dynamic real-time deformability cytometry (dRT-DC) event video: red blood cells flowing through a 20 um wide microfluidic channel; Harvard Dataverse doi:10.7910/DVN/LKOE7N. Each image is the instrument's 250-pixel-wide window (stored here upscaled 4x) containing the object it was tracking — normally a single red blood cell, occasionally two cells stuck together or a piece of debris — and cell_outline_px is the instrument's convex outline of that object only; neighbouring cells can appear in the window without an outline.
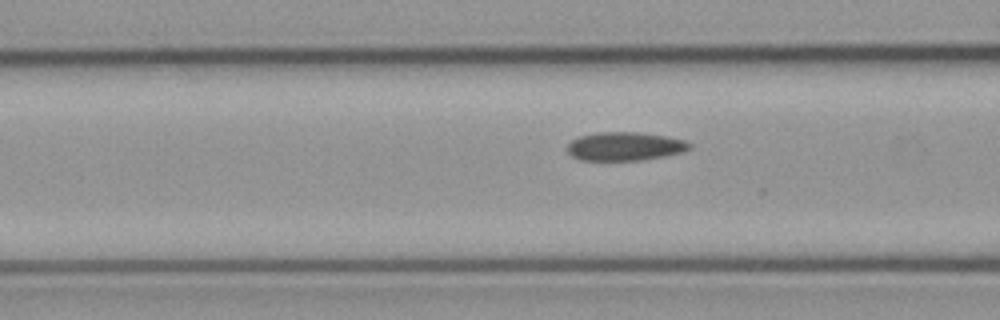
{"species": "common noctule bat (a hibernating species)", "species_latin": "Nyctalus noctula", "temperature_condition": "cold", "stored_images_in_passage": 6, "camera_frame_rate_fps": 3000, "um_per_image_px": 0.085, "animal": {"sex": "male", "body_mass_g": 23.1, "forearm_length_mm": 52.7}, "frame": {"image": 1, "passage_image": 4, "time_ms": 1.0, "image_size_px": [1000, 320], "cell_outline_px": [[692, 148], [684, 152], [664, 156], [640, 160], [580, 160], [572, 156], [568, 152], [568, 144], [572, 140], [580, 136], [596, 132], [640, 132], [664, 136], [684, 140], [692, 144]], "centroid_in_image_um": [53.13, 12.43], "position_along_channel_um": 113.5, "area_um2": 20.35}}